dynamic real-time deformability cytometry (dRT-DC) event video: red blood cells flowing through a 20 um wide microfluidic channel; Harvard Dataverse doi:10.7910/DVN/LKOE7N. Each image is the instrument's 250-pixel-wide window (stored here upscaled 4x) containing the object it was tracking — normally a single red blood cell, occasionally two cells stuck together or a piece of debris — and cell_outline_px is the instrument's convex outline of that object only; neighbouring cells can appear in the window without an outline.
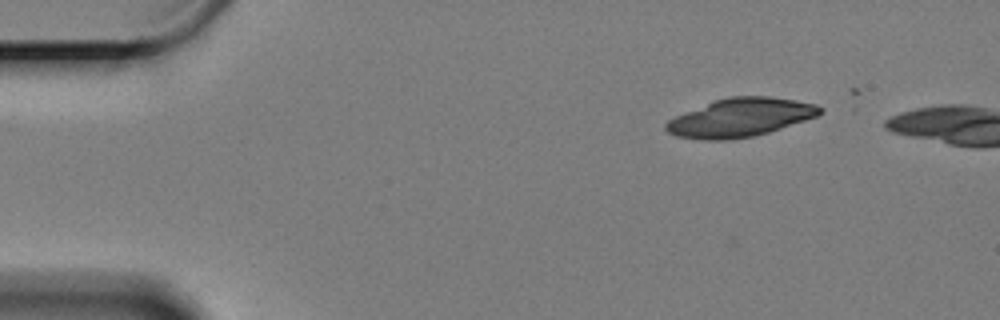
{"species": "Egyptian fruit bat (a non-hibernating species)", "species_latin": "Rousettus aegyptiacus", "temperature_condition": "cold", "stored_images_in_passage": 16, "camera_frame_rate_fps": 3000, "um_per_image_px": 0.085, "animal": {"sex": "female"}, "frame": {"image": 1, "passage_image": 1, "time_ms": 0.0, "image_size_px": [1000, 320], "cell_outline_px": [[820, 112], [816, 116], [768, 132], [752, 136], [732, 140], [704, 140], [676, 136], [668, 132], [664, 128], [664, 124], [668, 120], [676, 116], [716, 100], [728, 96], [768, 96], [796, 100], [816, 104], [820, 108]], "centroid_in_image_um": [62.89, 10.0], "position_along_channel_um": 22.1, "area_um2": 34.04}}